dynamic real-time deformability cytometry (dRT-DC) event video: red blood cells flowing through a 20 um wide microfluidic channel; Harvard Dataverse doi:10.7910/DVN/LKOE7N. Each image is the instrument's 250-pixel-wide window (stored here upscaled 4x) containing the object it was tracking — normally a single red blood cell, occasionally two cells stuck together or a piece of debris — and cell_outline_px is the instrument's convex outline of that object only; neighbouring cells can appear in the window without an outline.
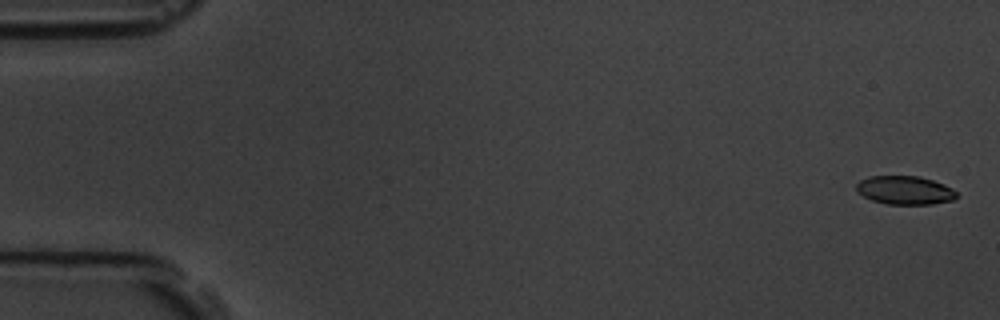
{"species": "common noctule bat (a hibernating species)", "species_latin": "Nyctalus noctula", "temperature_condition": "room temperature", "stored_images_in_passage": 5, "camera_frame_rate_fps": 3000, "um_per_image_px": 0.085, "animal": {"sex": "male", "body_mass_g": 19.5, "forearm_length_mm": 54.6}, "frame": {"image": 1, "passage_image": 1, "time_ms": 0.0, "image_size_px": [1000, 320], "cell_outline_px": [[956, 196], [952, 200], [932, 204], [888, 204], [872, 200], [856, 192], [856, 184], [860, 180], [868, 176], [920, 176], [944, 184], [952, 188], [956, 192]], "centroid_in_image_um": [76.89, 16.16], "position_along_channel_um": 8.1, "area_um2": 16.65}}
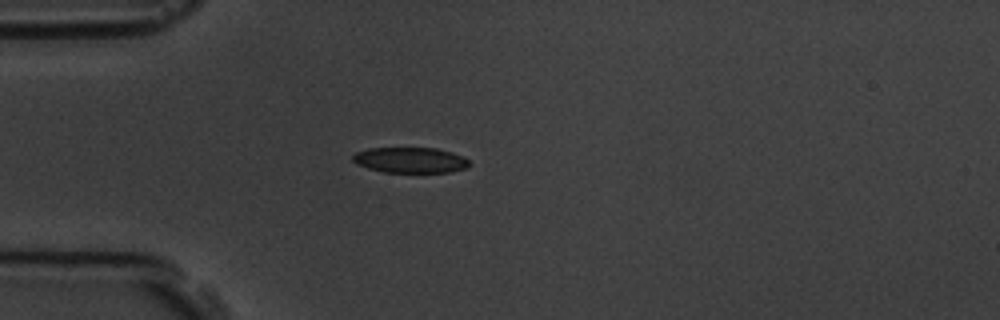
{"frame": {"image": 2, "passage_image": 5, "time_ms": 4.667, "image_size_px": [1000, 320], "cell_outline_px": [[468, 168], [448, 172], [384, 172], [368, 168], [356, 164], [352, 160], [352, 156], [356, 152], [368, 148], [436, 148], [452, 152], [468, 160]], "centroid_in_image_um": [34.84, 13.6], "position_along_channel_um": 50.2, "area_um2": 17.28}}